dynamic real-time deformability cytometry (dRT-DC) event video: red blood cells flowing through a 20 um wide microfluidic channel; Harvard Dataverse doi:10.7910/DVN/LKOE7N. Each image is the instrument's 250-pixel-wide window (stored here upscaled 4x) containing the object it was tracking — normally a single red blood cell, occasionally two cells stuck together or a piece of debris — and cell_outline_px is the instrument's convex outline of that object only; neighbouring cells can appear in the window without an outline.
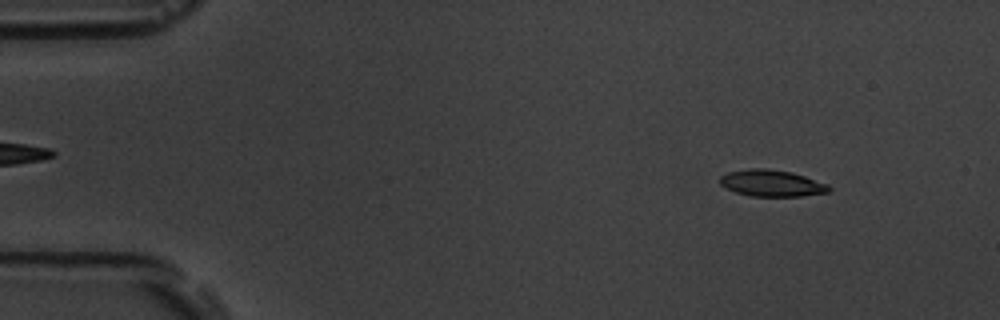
{"species": "common noctule bat (a hibernating species)", "species_latin": "Nyctalus noctula", "temperature_condition": "room temperature", "stored_images_in_passage": 52, "camera_frame_rate_fps": 3000, "um_per_image_px": 0.085, "animal": {"sex": "male", "body_mass_g": 19.5, "forearm_length_mm": 54.6}, "frame": {"image": 1, "passage_image": 4, "time_ms": 1.0, "image_size_px": [1000, 320], "cell_outline_px": [[832, 188], [828, 192], [800, 196], [752, 196], [736, 192], [720, 184], [720, 176], [728, 172], [748, 168], [768, 168], [792, 172], [828, 184]], "centroid_in_image_um": [65.6, 15.56], "position_along_channel_um": 19.4, "area_um2": 16.82}}
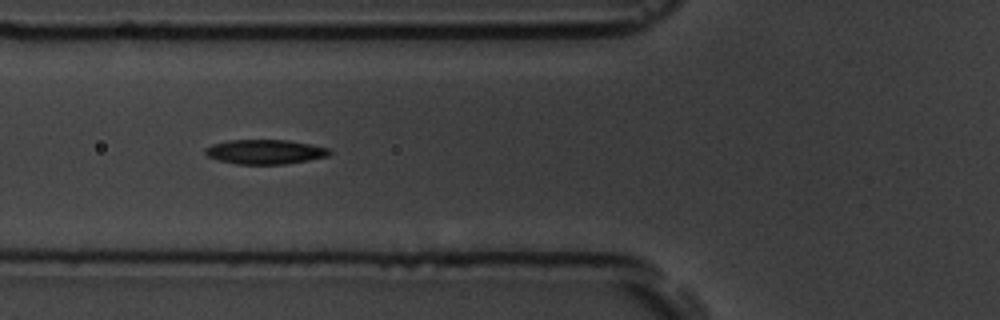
{"frame": {"image": 2, "passage_image": 18, "time_ms": 5.667, "image_size_px": [1000, 320], "cell_outline_px": [[332, 152], [328, 156], [308, 160], [284, 164], [236, 164], [220, 160], [208, 156], [204, 152], [204, 148], [212, 144], [228, 140], [288, 140], [312, 144], [328, 148]], "centroid_in_image_um": [22.53, 12.9], "position_along_channel_um": 103.3, "area_um2": 17.74}}
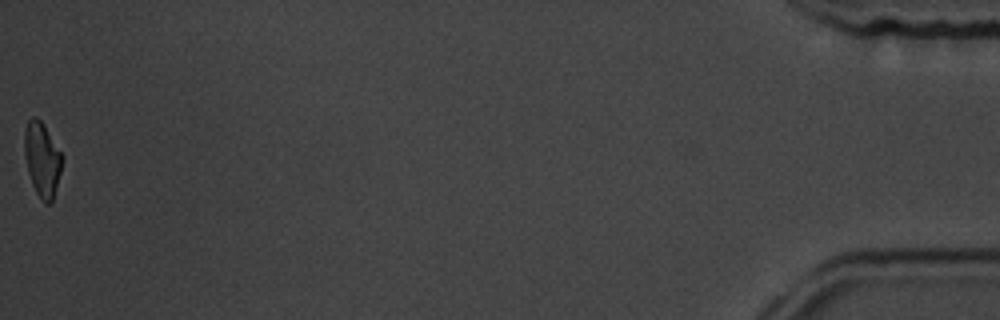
{"frame": {"image": 3, "passage_image": 52, "time_ms": 17.0, "image_size_px": [1000, 320], "cell_outline_px": [[64, 156], [60, 172], [52, 200], [48, 204], [44, 204], [36, 192], [32, 184], [28, 172], [24, 156], [24, 128], [28, 120], [32, 116], [36, 116], [44, 124]], "centroid_in_image_um": [3.57, 13.5], "position_along_channel_um": 431.6, "area_um2": 16.47}, "authors_computed_cell_mechanics": {"area_um2": 17.2822, "velocity_mm_per_s": 3.7886, "shape_relaxation_time_tau1_ms": 3.2794, "shape_relaxation_time_tau2_ms": null, "deformation_change_tau1": 0.1229, "deformation_change_tau2": null}}